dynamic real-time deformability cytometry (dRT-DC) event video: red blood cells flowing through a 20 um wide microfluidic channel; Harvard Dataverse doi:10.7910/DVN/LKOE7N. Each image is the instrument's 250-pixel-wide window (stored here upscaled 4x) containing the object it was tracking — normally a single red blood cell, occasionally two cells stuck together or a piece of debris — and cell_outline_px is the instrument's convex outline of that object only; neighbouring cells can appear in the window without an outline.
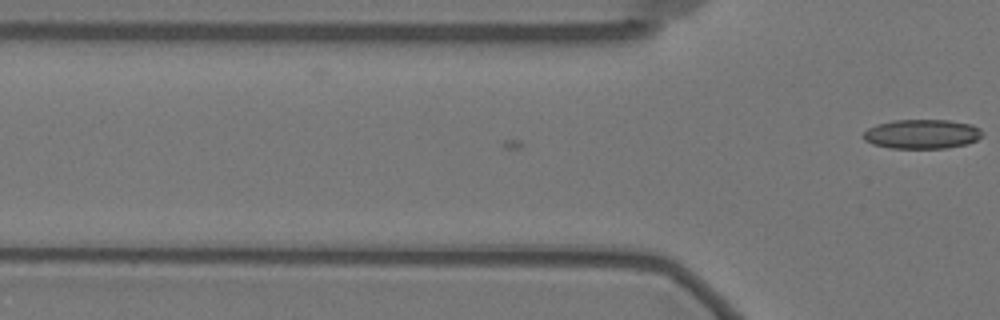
{"species": "Egyptian fruit bat (a non-hibernating species)", "species_latin": "Rousettus aegyptiacus", "temperature_condition": "warm", "stored_images_in_passage": 4, "camera_frame_rate_fps": 3000, "um_per_image_px": 0.085, "animal": {"sex": "female"}, "frame": {"image": 1, "passage_image": 4, "time_ms": 1.0, "image_size_px": [1000, 320], "cell_outline_px": [[984, 136], [968, 144], [944, 148], [892, 148], [872, 144], [864, 140], [860, 136], [868, 128], [876, 124], [892, 120], [948, 120], [972, 124], [980, 128], [984, 132]], "centroid_in_image_um": [78.37, 11.39], "position_along_channel_um": 47.4, "area_um2": 20.63}}